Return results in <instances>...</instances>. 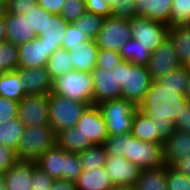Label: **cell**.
<instances>
[{
	"instance_id": "obj_1",
	"label": "cell",
	"mask_w": 190,
	"mask_h": 190,
	"mask_svg": "<svg viewBox=\"0 0 190 190\" xmlns=\"http://www.w3.org/2000/svg\"><path fill=\"white\" fill-rule=\"evenodd\" d=\"M187 102L186 96L177 89L162 88L152 81L138 109L155 122L157 134L166 140L175 131L174 121Z\"/></svg>"
},
{
	"instance_id": "obj_2",
	"label": "cell",
	"mask_w": 190,
	"mask_h": 190,
	"mask_svg": "<svg viewBox=\"0 0 190 190\" xmlns=\"http://www.w3.org/2000/svg\"><path fill=\"white\" fill-rule=\"evenodd\" d=\"M108 156L124 157L141 170L164 165L162 145L141 141L130 134L109 135L102 144Z\"/></svg>"
},
{
	"instance_id": "obj_3",
	"label": "cell",
	"mask_w": 190,
	"mask_h": 190,
	"mask_svg": "<svg viewBox=\"0 0 190 190\" xmlns=\"http://www.w3.org/2000/svg\"><path fill=\"white\" fill-rule=\"evenodd\" d=\"M35 163L54 180L75 182L82 173L78 153L66 152L57 144L42 154Z\"/></svg>"
},
{
	"instance_id": "obj_4",
	"label": "cell",
	"mask_w": 190,
	"mask_h": 190,
	"mask_svg": "<svg viewBox=\"0 0 190 190\" xmlns=\"http://www.w3.org/2000/svg\"><path fill=\"white\" fill-rule=\"evenodd\" d=\"M115 68H117L118 85L121 86V98L133 102L138 107L152 82L146 65L122 60Z\"/></svg>"
},
{
	"instance_id": "obj_5",
	"label": "cell",
	"mask_w": 190,
	"mask_h": 190,
	"mask_svg": "<svg viewBox=\"0 0 190 190\" xmlns=\"http://www.w3.org/2000/svg\"><path fill=\"white\" fill-rule=\"evenodd\" d=\"M56 136L51 125L26 126L15 151L17 160L35 162L56 145Z\"/></svg>"
},
{
	"instance_id": "obj_6",
	"label": "cell",
	"mask_w": 190,
	"mask_h": 190,
	"mask_svg": "<svg viewBox=\"0 0 190 190\" xmlns=\"http://www.w3.org/2000/svg\"><path fill=\"white\" fill-rule=\"evenodd\" d=\"M92 73L70 71L53 80L52 93L72 101L93 105Z\"/></svg>"
},
{
	"instance_id": "obj_7",
	"label": "cell",
	"mask_w": 190,
	"mask_h": 190,
	"mask_svg": "<svg viewBox=\"0 0 190 190\" xmlns=\"http://www.w3.org/2000/svg\"><path fill=\"white\" fill-rule=\"evenodd\" d=\"M98 108L105 120L109 135H123L131 133V126L135 111L138 107L131 101L119 98L99 103Z\"/></svg>"
},
{
	"instance_id": "obj_8",
	"label": "cell",
	"mask_w": 190,
	"mask_h": 190,
	"mask_svg": "<svg viewBox=\"0 0 190 190\" xmlns=\"http://www.w3.org/2000/svg\"><path fill=\"white\" fill-rule=\"evenodd\" d=\"M48 105L50 125L56 134L64 129L75 127L89 106L86 103L72 101L52 92L49 94Z\"/></svg>"
},
{
	"instance_id": "obj_9",
	"label": "cell",
	"mask_w": 190,
	"mask_h": 190,
	"mask_svg": "<svg viewBox=\"0 0 190 190\" xmlns=\"http://www.w3.org/2000/svg\"><path fill=\"white\" fill-rule=\"evenodd\" d=\"M132 38L130 21L113 16L104 19L101 31L95 38L99 49L119 52L120 48Z\"/></svg>"
},
{
	"instance_id": "obj_10",
	"label": "cell",
	"mask_w": 190,
	"mask_h": 190,
	"mask_svg": "<svg viewBox=\"0 0 190 190\" xmlns=\"http://www.w3.org/2000/svg\"><path fill=\"white\" fill-rule=\"evenodd\" d=\"M75 127L83 135V150L103 144L109 136L105 120L97 105L88 106Z\"/></svg>"
},
{
	"instance_id": "obj_11",
	"label": "cell",
	"mask_w": 190,
	"mask_h": 190,
	"mask_svg": "<svg viewBox=\"0 0 190 190\" xmlns=\"http://www.w3.org/2000/svg\"><path fill=\"white\" fill-rule=\"evenodd\" d=\"M130 21L132 38L153 52L168 37L169 26L142 16L133 17Z\"/></svg>"
},
{
	"instance_id": "obj_12",
	"label": "cell",
	"mask_w": 190,
	"mask_h": 190,
	"mask_svg": "<svg viewBox=\"0 0 190 190\" xmlns=\"http://www.w3.org/2000/svg\"><path fill=\"white\" fill-rule=\"evenodd\" d=\"M182 65L174 46L169 39L165 38L150 56V60L146 64V68L150 73L152 81L167 75L172 70Z\"/></svg>"
},
{
	"instance_id": "obj_13",
	"label": "cell",
	"mask_w": 190,
	"mask_h": 190,
	"mask_svg": "<svg viewBox=\"0 0 190 190\" xmlns=\"http://www.w3.org/2000/svg\"><path fill=\"white\" fill-rule=\"evenodd\" d=\"M49 94L25 95L18 103V118L28 127L50 125Z\"/></svg>"
},
{
	"instance_id": "obj_14",
	"label": "cell",
	"mask_w": 190,
	"mask_h": 190,
	"mask_svg": "<svg viewBox=\"0 0 190 190\" xmlns=\"http://www.w3.org/2000/svg\"><path fill=\"white\" fill-rule=\"evenodd\" d=\"M91 73L94 83L93 105H98L106 100L121 98V86L118 85L117 68L109 71L95 67Z\"/></svg>"
},
{
	"instance_id": "obj_15",
	"label": "cell",
	"mask_w": 190,
	"mask_h": 190,
	"mask_svg": "<svg viewBox=\"0 0 190 190\" xmlns=\"http://www.w3.org/2000/svg\"><path fill=\"white\" fill-rule=\"evenodd\" d=\"M112 185L134 186L141 169L124 157L107 156L105 166Z\"/></svg>"
},
{
	"instance_id": "obj_16",
	"label": "cell",
	"mask_w": 190,
	"mask_h": 190,
	"mask_svg": "<svg viewBox=\"0 0 190 190\" xmlns=\"http://www.w3.org/2000/svg\"><path fill=\"white\" fill-rule=\"evenodd\" d=\"M25 95L50 94L53 88V80L46 69V66L40 68H18Z\"/></svg>"
},
{
	"instance_id": "obj_17",
	"label": "cell",
	"mask_w": 190,
	"mask_h": 190,
	"mask_svg": "<svg viewBox=\"0 0 190 190\" xmlns=\"http://www.w3.org/2000/svg\"><path fill=\"white\" fill-rule=\"evenodd\" d=\"M52 48L38 37L18 46V68H40L46 66Z\"/></svg>"
},
{
	"instance_id": "obj_18",
	"label": "cell",
	"mask_w": 190,
	"mask_h": 190,
	"mask_svg": "<svg viewBox=\"0 0 190 190\" xmlns=\"http://www.w3.org/2000/svg\"><path fill=\"white\" fill-rule=\"evenodd\" d=\"M6 41L20 46L32 39L37 38L36 33L30 28L28 18L24 14L6 13Z\"/></svg>"
},
{
	"instance_id": "obj_19",
	"label": "cell",
	"mask_w": 190,
	"mask_h": 190,
	"mask_svg": "<svg viewBox=\"0 0 190 190\" xmlns=\"http://www.w3.org/2000/svg\"><path fill=\"white\" fill-rule=\"evenodd\" d=\"M163 162L167 166H172L184 155H190V133L175 130L169 138L163 141Z\"/></svg>"
},
{
	"instance_id": "obj_20",
	"label": "cell",
	"mask_w": 190,
	"mask_h": 190,
	"mask_svg": "<svg viewBox=\"0 0 190 190\" xmlns=\"http://www.w3.org/2000/svg\"><path fill=\"white\" fill-rule=\"evenodd\" d=\"M35 162L16 161L5 173L6 190H32Z\"/></svg>"
},
{
	"instance_id": "obj_21",
	"label": "cell",
	"mask_w": 190,
	"mask_h": 190,
	"mask_svg": "<svg viewBox=\"0 0 190 190\" xmlns=\"http://www.w3.org/2000/svg\"><path fill=\"white\" fill-rule=\"evenodd\" d=\"M98 49L93 39L82 42L77 47L70 48L69 57L74 70L91 73L96 67Z\"/></svg>"
},
{
	"instance_id": "obj_22",
	"label": "cell",
	"mask_w": 190,
	"mask_h": 190,
	"mask_svg": "<svg viewBox=\"0 0 190 190\" xmlns=\"http://www.w3.org/2000/svg\"><path fill=\"white\" fill-rule=\"evenodd\" d=\"M69 23H67L58 14L46 15V24L44 31H40L37 37L52 48V54L62 48V42Z\"/></svg>"
},
{
	"instance_id": "obj_23",
	"label": "cell",
	"mask_w": 190,
	"mask_h": 190,
	"mask_svg": "<svg viewBox=\"0 0 190 190\" xmlns=\"http://www.w3.org/2000/svg\"><path fill=\"white\" fill-rule=\"evenodd\" d=\"M172 2L173 0H141L136 3L137 16L169 26Z\"/></svg>"
},
{
	"instance_id": "obj_24",
	"label": "cell",
	"mask_w": 190,
	"mask_h": 190,
	"mask_svg": "<svg viewBox=\"0 0 190 190\" xmlns=\"http://www.w3.org/2000/svg\"><path fill=\"white\" fill-rule=\"evenodd\" d=\"M157 126L152 119L141 112L139 109L135 111L131 134L138 140L163 144V139L157 134Z\"/></svg>"
},
{
	"instance_id": "obj_25",
	"label": "cell",
	"mask_w": 190,
	"mask_h": 190,
	"mask_svg": "<svg viewBox=\"0 0 190 190\" xmlns=\"http://www.w3.org/2000/svg\"><path fill=\"white\" fill-rule=\"evenodd\" d=\"M77 190H110L113 186L104 167L82 170L75 181Z\"/></svg>"
},
{
	"instance_id": "obj_26",
	"label": "cell",
	"mask_w": 190,
	"mask_h": 190,
	"mask_svg": "<svg viewBox=\"0 0 190 190\" xmlns=\"http://www.w3.org/2000/svg\"><path fill=\"white\" fill-rule=\"evenodd\" d=\"M135 190H168L167 165L158 168L141 170L140 176L134 184Z\"/></svg>"
},
{
	"instance_id": "obj_27",
	"label": "cell",
	"mask_w": 190,
	"mask_h": 190,
	"mask_svg": "<svg viewBox=\"0 0 190 190\" xmlns=\"http://www.w3.org/2000/svg\"><path fill=\"white\" fill-rule=\"evenodd\" d=\"M168 37L182 65H185L190 60V25L169 27Z\"/></svg>"
},
{
	"instance_id": "obj_28",
	"label": "cell",
	"mask_w": 190,
	"mask_h": 190,
	"mask_svg": "<svg viewBox=\"0 0 190 190\" xmlns=\"http://www.w3.org/2000/svg\"><path fill=\"white\" fill-rule=\"evenodd\" d=\"M0 96L21 101L25 92L17 71L0 73Z\"/></svg>"
},
{
	"instance_id": "obj_29",
	"label": "cell",
	"mask_w": 190,
	"mask_h": 190,
	"mask_svg": "<svg viewBox=\"0 0 190 190\" xmlns=\"http://www.w3.org/2000/svg\"><path fill=\"white\" fill-rule=\"evenodd\" d=\"M25 125L15 118L0 124V144L16 151L18 142L24 132Z\"/></svg>"
},
{
	"instance_id": "obj_30",
	"label": "cell",
	"mask_w": 190,
	"mask_h": 190,
	"mask_svg": "<svg viewBox=\"0 0 190 190\" xmlns=\"http://www.w3.org/2000/svg\"><path fill=\"white\" fill-rule=\"evenodd\" d=\"M150 47L142 46L138 40L131 38L119 50L123 60L134 64L146 65L150 60Z\"/></svg>"
},
{
	"instance_id": "obj_31",
	"label": "cell",
	"mask_w": 190,
	"mask_h": 190,
	"mask_svg": "<svg viewBox=\"0 0 190 190\" xmlns=\"http://www.w3.org/2000/svg\"><path fill=\"white\" fill-rule=\"evenodd\" d=\"M51 79L54 80L58 76L73 71V64L69 57V51L63 48L56 50L48 59L46 64Z\"/></svg>"
},
{
	"instance_id": "obj_32",
	"label": "cell",
	"mask_w": 190,
	"mask_h": 190,
	"mask_svg": "<svg viewBox=\"0 0 190 190\" xmlns=\"http://www.w3.org/2000/svg\"><path fill=\"white\" fill-rule=\"evenodd\" d=\"M56 144L66 152L79 153L83 151V135L76 127L64 129L57 133Z\"/></svg>"
},
{
	"instance_id": "obj_33",
	"label": "cell",
	"mask_w": 190,
	"mask_h": 190,
	"mask_svg": "<svg viewBox=\"0 0 190 190\" xmlns=\"http://www.w3.org/2000/svg\"><path fill=\"white\" fill-rule=\"evenodd\" d=\"M78 155L82 170L104 167L108 156L102 144L90 146Z\"/></svg>"
},
{
	"instance_id": "obj_34",
	"label": "cell",
	"mask_w": 190,
	"mask_h": 190,
	"mask_svg": "<svg viewBox=\"0 0 190 190\" xmlns=\"http://www.w3.org/2000/svg\"><path fill=\"white\" fill-rule=\"evenodd\" d=\"M189 72L185 65H181L179 68L172 70L167 75L156 80L162 88L177 89L178 93L185 94L188 84Z\"/></svg>"
},
{
	"instance_id": "obj_35",
	"label": "cell",
	"mask_w": 190,
	"mask_h": 190,
	"mask_svg": "<svg viewBox=\"0 0 190 190\" xmlns=\"http://www.w3.org/2000/svg\"><path fill=\"white\" fill-rule=\"evenodd\" d=\"M104 17L85 11L73 24L88 36L89 39L95 40L101 31Z\"/></svg>"
},
{
	"instance_id": "obj_36",
	"label": "cell",
	"mask_w": 190,
	"mask_h": 190,
	"mask_svg": "<svg viewBox=\"0 0 190 190\" xmlns=\"http://www.w3.org/2000/svg\"><path fill=\"white\" fill-rule=\"evenodd\" d=\"M18 69V46L12 42H0V73Z\"/></svg>"
},
{
	"instance_id": "obj_37",
	"label": "cell",
	"mask_w": 190,
	"mask_h": 190,
	"mask_svg": "<svg viewBox=\"0 0 190 190\" xmlns=\"http://www.w3.org/2000/svg\"><path fill=\"white\" fill-rule=\"evenodd\" d=\"M187 25H190V0H173L169 27Z\"/></svg>"
},
{
	"instance_id": "obj_38",
	"label": "cell",
	"mask_w": 190,
	"mask_h": 190,
	"mask_svg": "<svg viewBox=\"0 0 190 190\" xmlns=\"http://www.w3.org/2000/svg\"><path fill=\"white\" fill-rule=\"evenodd\" d=\"M112 8L115 18L131 20L137 16L136 2L134 0H105Z\"/></svg>"
},
{
	"instance_id": "obj_39",
	"label": "cell",
	"mask_w": 190,
	"mask_h": 190,
	"mask_svg": "<svg viewBox=\"0 0 190 190\" xmlns=\"http://www.w3.org/2000/svg\"><path fill=\"white\" fill-rule=\"evenodd\" d=\"M86 11L85 1L66 0L62 5L60 16L67 23H74Z\"/></svg>"
},
{
	"instance_id": "obj_40",
	"label": "cell",
	"mask_w": 190,
	"mask_h": 190,
	"mask_svg": "<svg viewBox=\"0 0 190 190\" xmlns=\"http://www.w3.org/2000/svg\"><path fill=\"white\" fill-rule=\"evenodd\" d=\"M167 186L168 190H190V176L167 166Z\"/></svg>"
},
{
	"instance_id": "obj_41",
	"label": "cell",
	"mask_w": 190,
	"mask_h": 190,
	"mask_svg": "<svg viewBox=\"0 0 190 190\" xmlns=\"http://www.w3.org/2000/svg\"><path fill=\"white\" fill-rule=\"evenodd\" d=\"M88 40L90 39L80 30V28H77L73 23H69L65 30L62 48L69 51L70 48L77 47L78 44Z\"/></svg>"
},
{
	"instance_id": "obj_42",
	"label": "cell",
	"mask_w": 190,
	"mask_h": 190,
	"mask_svg": "<svg viewBox=\"0 0 190 190\" xmlns=\"http://www.w3.org/2000/svg\"><path fill=\"white\" fill-rule=\"evenodd\" d=\"M49 14L50 13L45 11L38 4L25 13V17L28 18V21L30 23V28L36 33V35H38L40 31H44L46 24V15Z\"/></svg>"
},
{
	"instance_id": "obj_43",
	"label": "cell",
	"mask_w": 190,
	"mask_h": 190,
	"mask_svg": "<svg viewBox=\"0 0 190 190\" xmlns=\"http://www.w3.org/2000/svg\"><path fill=\"white\" fill-rule=\"evenodd\" d=\"M122 60L123 59L119 52L106 49H98L96 67L111 71L119 63H121Z\"/></svg>"
},
{
	"instance_id": "obj_44",
	"label": "cell",
	"mask_w": 190,
	"mask_h": 190,
	"mask_svg": "<svg viewBox=\"0 0 190 190\" xmlns=\"http://www.w3.org/2000/svg\"><path fill=\"white\" fill-rule=\"evenodd\" d=\"M18 103L0 96V124L18 117Z\"/></svg>"
},
{
	"instance_id": "obj_45",
	"label": "cell",
	"mask_w": 190,
	"mask_h": 190,
	"mask_svg": "<svg viewBox=\"0 0 190 190\" xmlns=\"http://www.w3.org/2000/svg\"><path fill=\"white\" fill-rule=\"evenodd\" d=\"M31 181L32 190H50L55 180L38 166H35Z\"/></svg>"
},
{
	"instance_id": "obj_46",
	"label": "cell",
	"mask_w": 190,
	"mask_h": 190,
	"mask_svg": "<svg viewBox=\"0 0 190 190\" xmlns=\"http://www.w3.org/2000/svg\"><path fill=\"white\" fill-rule=\"evenodd\" d=\"M86 11L104 18L112 16V8L105 0H85Z\"/></svg>"
},
{
	"instance_id": "obj_47",
	"label": "cell",
	"mask_w": 190,
	"mask_h": 190,
	"mask_svg": "<svg viewBox=\"0 0 190 190\" xmlns=\"http://www.w3.org/2000/svg\"><path fill=\"white\" fill-rule=\"evenodd\" d=\"M37 0H7V13L24 14L37 5Z\"/></svg>"
},
{
	"instance_id": "obj_48",
	"label": "cell",
	"mask_w": 190,
	"mask_h": 190,
	"mask_svg": "<svg viewBox=\"0 0 190 190\" xmlns=\"http://www.w3.org/2000/svg\"><path fill=\"white\" fill-rule=\"evenodd\" d=\"M16 161L15 151L0 144V173L4 174Z\"/></svg>"
},
{
	"instance_id": "obj_49",
	"label": "cell",
	"mask_w": 190,
	"mask_h": 190,
	"mask_svg": "<svg viewBox=\"0 0 190 190\" xmlns=\"http://www.w3.org/2000/svg\"><path fill=\"white\" fill-rule=\"evenodd\" d=\"M175 130H181L190 133V102H187L174 121Z\"/></svg>"
},
{
	"instance_id": "obj_50",
	"label": "cell",
	"mask_w": 190,
	"mask_h": 190,
	"mask_svg": "<svg viewBox=\"0 0 190 190\" xmlns=\"http://www.w3.org/2000/svg\"><path fill=\"white\" fill-rule=\"evenodd\" d=\"M65 1L66 0H37V3L48 13L60 15L62 5Z\"/></svg>"
},
{
	"instance_id": "obj_51",
	"label": "cell",
	"mask_w": 190,
	"mask_h": 190,
	"mask_svg": "<svg viewBox=\"0 0 190 190\" xmlns=\"http://www.w3.org/2000/svg\"><path fill=\"white\" fill-rule=\"evenodd\" d=\"M173 168L179 172L190 176V155H184L182 159L177 160L173 165Z\"/></svg>"
},
{
	"instance_id": "obj_52",
	"label": "cell",
	"mask_w": 190,
	"mask_h": 190,
	"mask_svg": "<svg viewBox=\"0 0 190 190\" xmlns=\"http://www.w3.org/2000/svg\"><path fill=\"white\" fill-rule=\"evenodd\" d=\"M50 190H77L75 182L65 179H56Z\"/></svg>"
},
{
	"instance_id": "obj_53",
	"label": "cell",
	"mask_w": 190,
	"mask_h": 190,
	"mask_svg": "<svg viewBox=\"0 0 190 190\" xmlns=\"http://www.w3.org/2000/svg\"><path fill=\"white\" fill-rule=\"evenodd\" d=\"M6 24L5 18H0V42L6 41Z\"/></svg>"
},
{
	"instance_id": "obj_54",
	"label": "cell",
	"mask_w": 190,
	"mask_h": 190,
	"mask_svg": "<svg viewBox=\"0 0 190 190\" xmlns=\"http://www.w3.org/2000/svg\"><path fill=\"white\" fill-rule=\"evenodd\" d=\"M6 2L7 0H0V18H4L7 13Z\"/></svg>"
},
{
	"instance_id": "obj_55",
	"label": "cell",
	"mask_w": 190,
	"mask_h": 190,
	"mask_svg": "<svg viewBox=\"0 0 190 190\" xmlns=\"http://www.w3.org/2000/svg\"><path fill=\"white\" fill-rule=\"evenodd\" d=\"M110 190H135L134 186L113 185Z\"/></svg>"
},
{
	"instance_id": "obj_56",
	"label": "cell",
	"mask_w": 190,
	"mask_h": 190,
	"mask_svg": "<svg viewBox=\"0 0 190 190\" xmlns=\"http://www.w3.org/2000/svg\"><path fill=\"white\" fill-rule=\"evenodd\" d=\"M0 190H6L5 176L2 173H0Z\"/></svg>"
},
{
	"instance_id": "obj_57",
	"label": "cell",
	"mask_w": 190,
	"mask_h": 190,
	"mask_svg": "<svg viewBox=\"0 0 190 190\" xmlns=\"http://www.w3.org/2000/svg\"><path fill=\"white\" fill-rule=\"evenodd\" d=\"M184 95L186 96L187 101L190 102V74L188 76V84H187L186 92Z\"/></svg>"
},
{
	"instance_id": "obj_58",
	"label": "cell",
	"mask_w": 190,
	"mask_h": 190,
	"mask_svg": "<svg viewBox=\"0 0 190 190\" xmlns=\"http://www.w3.org/2000/svg\"><path fill=\"white\" fill-rule=\"evenodd\" d=\"M187 71L190 73V60L185 64Z\"/></svg>"
}]
</instances>
